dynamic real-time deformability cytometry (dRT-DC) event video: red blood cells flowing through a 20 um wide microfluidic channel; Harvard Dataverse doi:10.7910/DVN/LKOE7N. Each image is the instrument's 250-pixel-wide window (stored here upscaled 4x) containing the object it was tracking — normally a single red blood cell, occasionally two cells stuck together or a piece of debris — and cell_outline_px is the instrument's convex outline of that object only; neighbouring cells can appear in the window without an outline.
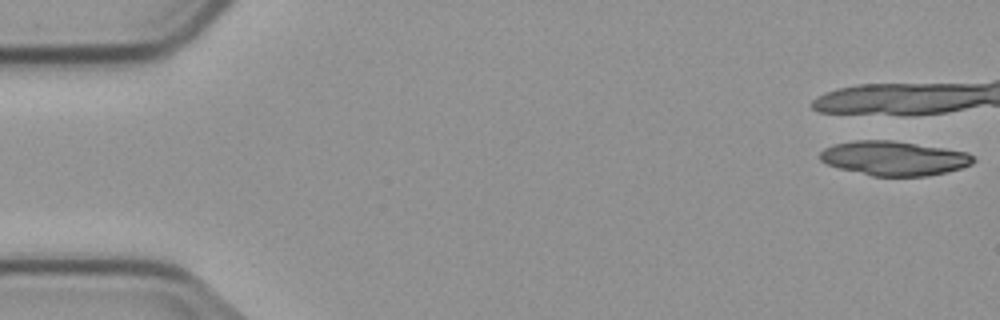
{"species": "common noctule bat (a hibernating species)", "species_latin": "Nyctalus noctula", "temperature_condition": "cold", "stored_images_in_passage": 5, "camera_frame_rate_fps": 3000, "um_per_image_px": 0.085, "animal": {"sex": "male", "body_mass_g": 23.1, "forearm_length_mm": 52.7}, "frame": {"image": 1, "passage_image": 1, "time_ms": 0.0, "image_size_px": [1000, 320], "cell_outline_px": [[976, 160], [972, 164], [960, 168], [928, 176], [872, 176], [840, 168], [828, 164], [820, 160], [820, 152], [824, 148], [836, 144], [856, 140], [892, 140], [944, 148], [968, 152]], "centroid_in_image_um": [76.0, 13.45], "position_along_channel_um": 9.0, "area_um2": 30.52}}